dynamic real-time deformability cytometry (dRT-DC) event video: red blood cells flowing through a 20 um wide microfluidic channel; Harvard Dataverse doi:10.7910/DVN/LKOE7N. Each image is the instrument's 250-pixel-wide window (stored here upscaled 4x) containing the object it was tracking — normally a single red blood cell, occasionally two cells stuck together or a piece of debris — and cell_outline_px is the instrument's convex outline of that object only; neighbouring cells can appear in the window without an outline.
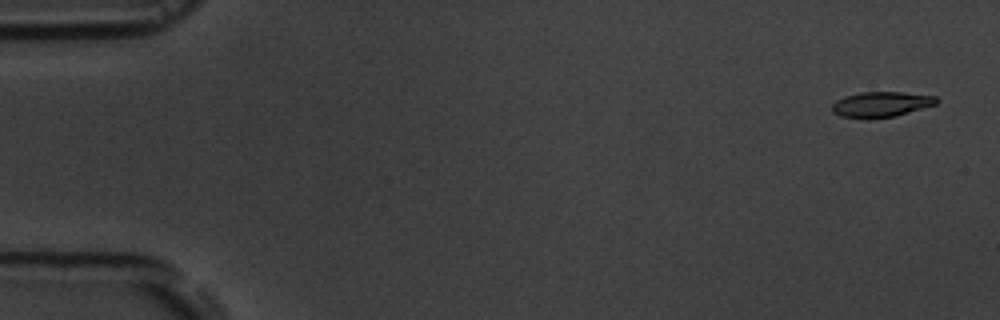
{"species": "common noctule bat (a hibernating species)", "species_latin": "Nyctalus noctula", "temperature_condition": "room temperature", "stored_images_in_passage": 6, "camera_frame_rate_fps": 3000, "um_per_image_px": 0.085, "animal": {"sex": "male", "body_mass_g": 19.5, "forearm_length_mm": 54.6}, "frame": {"image": 1, "passage_image": 1, "time_ms": 0.0, "image_size_px": [1000, 320], "cell_outline_px": [[940, 100], [936, 104], [896, 116], [840, 116], [832, 112], [832, 104], [836, 100], [844, 96], [860, 92], [904, 92], [936, 96]], "centroid_in_image_um": [74.93, 8.82], "position_along_channel_um": 10.1, "area_um2": 14.97}}
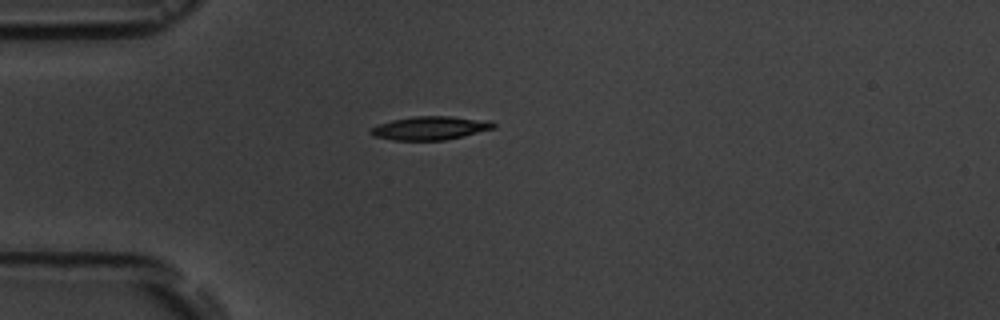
{"frame": {"image": 2, "passage_image": 4, "time_ms": 4.333, "image_size_px": [1000, 320], "cell_outline_px": [[496, 128], [444, 140], [392, 140], [372, 136], [368, 132], [368, 128], [392, 120], [416, 116], [452, 116], [492, 120], [496, 124]], "centroid_in_image_um": [36.57, 10.88], "position_along_channel_um": 48.4, "area_um2": 16.99}}
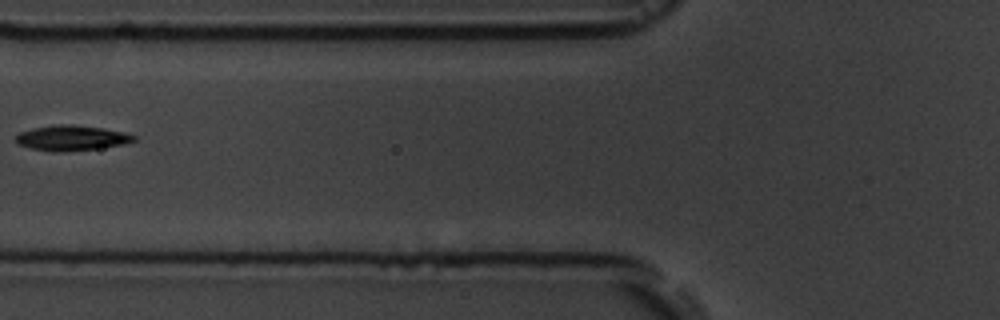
{"frame": {"image": 3, "passage_image": 6, "time_ms": 6.667, "image_size_px": [1000, 320], "cell_outline_px": [[136, 140], [124, 144], [96, 148], [64, 152], [52, 152], [32, 148], [16, 144], [16, 136], [20, 132], [32, 128], [60, 124], [72, 124], [104, 128], [124, 132], [136, 136]], "centroid_in_image_um": [6.07, 11.72], "position_along_channel_um": 119.7, "area_um2": 17.34}}